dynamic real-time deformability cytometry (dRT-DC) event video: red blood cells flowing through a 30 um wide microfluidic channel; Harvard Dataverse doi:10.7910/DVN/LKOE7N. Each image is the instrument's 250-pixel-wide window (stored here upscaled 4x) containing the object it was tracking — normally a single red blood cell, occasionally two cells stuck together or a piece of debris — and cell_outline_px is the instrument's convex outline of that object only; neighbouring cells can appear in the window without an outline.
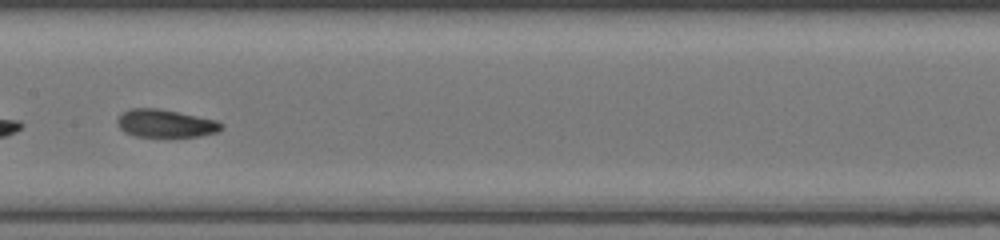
{"species": "common noctule bat (a hibernating species)", "species_latin": "Nyctalus noctula", "temperature_condition": "room temperature", "stored_images_in_passage": 23, "camera_frame_rate_fps": 3000, "um_per_image_px": 0.085, "animal": {"sex": "female", "body_mass_g": 20.0, "forearm_length_mm": 54.0}, "frame": {"image": 1, "passage_image": 14, "time_ms": 4.333, "image_size_px": [1000, 240], "cell_outline_px": [[224, 128], [216, 132], [200, 136], [136, 136], [124, 132], [120, 128], [116, 120], [128, 108], [160, 108], [216, 120], [224, 124]], "centroid_in_image_um": [14.08, 10.48], "position_along_channel_um": 193.3, "area_um2": 16.82}}
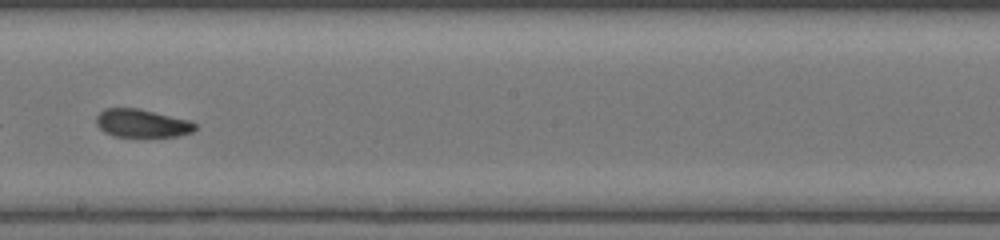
{"frame": {"image": 2, "passage_image": 17, "time_ms": 5.333, "image_size_px": [1000, 240], "cell_outline_px": [[196, 128], [192, 132], [176, 136], [112, 136], [104, 132], [96, 124], [96, 116], [104, 108], [140, 108], [188, 120], [196, 124]], "centroid_in_image_um": [12.03, 10.47], "position_along_channel_um": 236.2, "area_um2": 16.13}}